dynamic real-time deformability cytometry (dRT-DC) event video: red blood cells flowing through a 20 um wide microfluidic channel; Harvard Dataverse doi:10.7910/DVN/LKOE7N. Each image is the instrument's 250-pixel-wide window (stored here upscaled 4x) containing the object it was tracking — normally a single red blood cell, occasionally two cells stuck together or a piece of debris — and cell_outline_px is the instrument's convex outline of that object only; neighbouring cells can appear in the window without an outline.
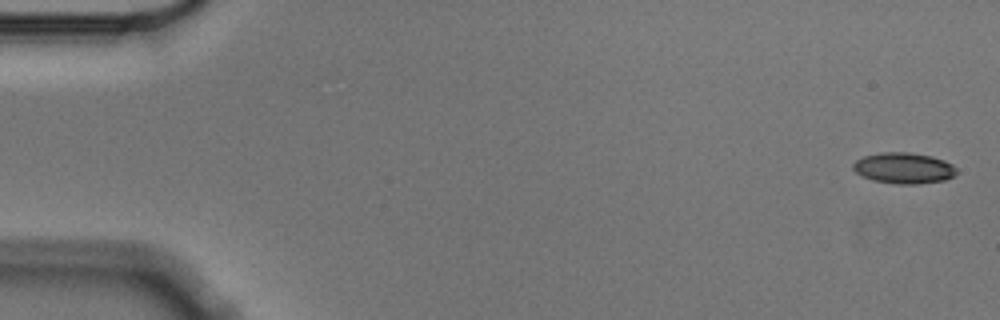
{"species": "Egyptian fruit bat (a non-hibernating species)", "species_latin": "Rousettus aegyptiacus", "temperature_condition": "cold", "stored_images_in_passage": 5, "camera_frame_rate_fps": 3000, "um_per_image_px": 0.085, "animal": {"sex": "male"}, "frame": {"image": 1, "passage_image": 1, "time_ms": 0.0, "image_size_px": [1000, 320], "cell_outline_px": [[956, 176], [944, 180], [916, 184], [900, 184], [872, 180], [856, 172], [852, 168], [852, 164], [856, 160], [864, 156], [880, 152], [908, 152], [932, 156], [944, 160], [952, 164], [956, 168]], "centroid_in_image_um": [76.83, 14.28], "position_along_channel_um": 8.2, "area_um2": 18.67}}
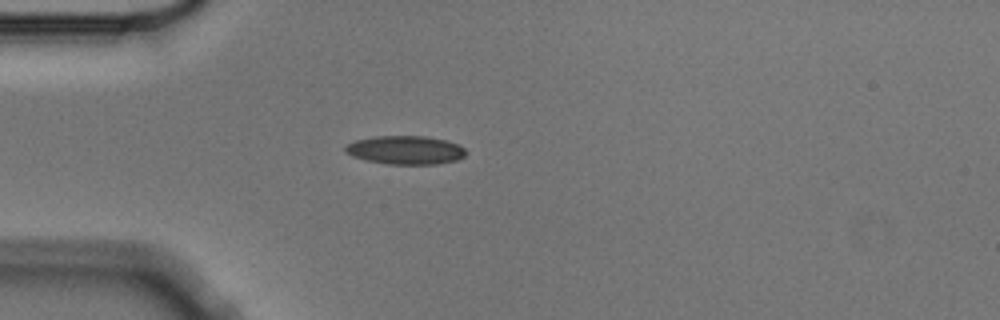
{"frame": {"image": 2, "passage_image": 5, "time_ms": 1.333, "image_size_px": [1000, 320], "cell_outline_px": [[468, 152], [464, 156], [456, 160], [436, 164], [388, 164], [368, 160], [352, 156], [344, 152], [344, 148], [348, 144], [356, 140], [376, 136], [428, 136], [460, 144]], "centroid_in_image_um": [34.49, 12.75], "position_along_channel_um": 50.5, "area_um2": 20.06}}